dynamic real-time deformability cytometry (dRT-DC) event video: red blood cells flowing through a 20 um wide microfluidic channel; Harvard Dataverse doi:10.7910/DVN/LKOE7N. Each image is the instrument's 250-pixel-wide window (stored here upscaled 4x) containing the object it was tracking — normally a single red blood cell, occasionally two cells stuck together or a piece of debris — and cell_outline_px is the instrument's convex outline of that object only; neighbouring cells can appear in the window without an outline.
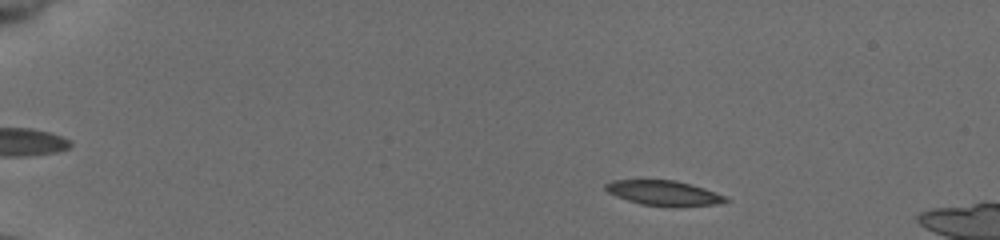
{"species": "common noctule bat (a hibernating species)", "species_latin": "Nyctalus noctula", "temperature_condition": "cold", "stored_images_in_passage": 52, "camera_frame_rate_fps": 3000, "um_per_image_px": 0.085, "animal": {"sex": "female", "body_mass_g": 19.5, "forearm_length_mm": 54.1}, "frame": {"image": 1, "passage_image": 7, "time_ms": 2.0, "image_size_px": [1000, 240], "cell_outline_px": [[732, 200], [716, 204], [672, 208], [640, 204], [616, 196], [608, 192], [604, 188], [604, 184], [612, 180], [676, 180], [692, 184], [728, 196]], "centroid_in_image_um": [56.47, 16.42], "position_along_channel_um": 28.5, "area_um2": 17.92}}
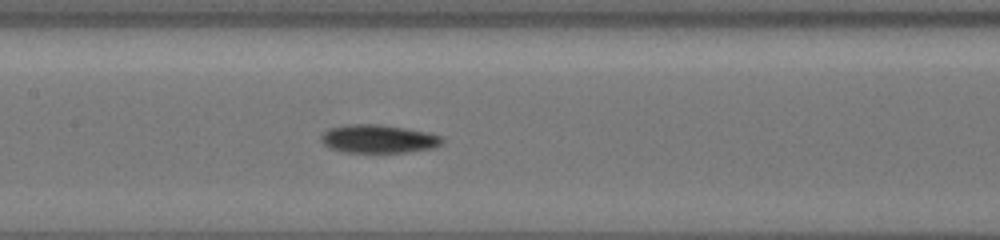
{"frame": {"image": 2, "passage_image": 26, "time_ms": 8.333, "image_size_px": [1000, 240], "cell_outline_px": [[444, 144], [436, 148], [404, 152], [344, 152], [328, 148], [320, 140], [320, 136], [328, 128], [352, 124], [376, 124], [404, 128], [424, 132], [440, 136], [444, 140]], "centroid_in_image_um": [32.15, 11.81], "position_along_channel_um": 175.3, "area_um2": 19.94}}
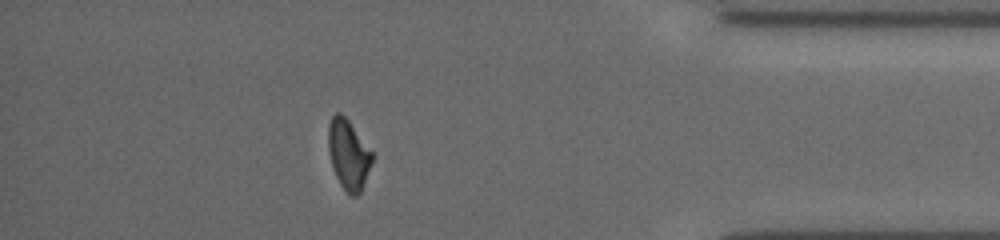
{"frame": {"image": 3, "passage_image": 46, "time_ms": 15.0, "image_size_px": [1000, 240], "cell_outline_px": [[372, 160], [360, 192], [356, 196], [352, 196], [340, 184], [336, 176], [332, 164], [328, 148], [328, 124], [332, 116], [336, 112], [340, 112], [348, 120], [372, 152]], "centroid_in_image_um": [29.59, 13.1], "position_along_channel_um": 405.6, "area_um2": 17.34}, "authors_computed_cell_mechanics": {"area_um2": 18.4382, "velocity_mm_per_s": 3.888, "shape_relaxation_time_tau1_ms": 4.3653, "shape_relaxation_time_tau2_ms": null, "deformation_change_tau1": 0.1237, "deformation_change_tau2": null}}